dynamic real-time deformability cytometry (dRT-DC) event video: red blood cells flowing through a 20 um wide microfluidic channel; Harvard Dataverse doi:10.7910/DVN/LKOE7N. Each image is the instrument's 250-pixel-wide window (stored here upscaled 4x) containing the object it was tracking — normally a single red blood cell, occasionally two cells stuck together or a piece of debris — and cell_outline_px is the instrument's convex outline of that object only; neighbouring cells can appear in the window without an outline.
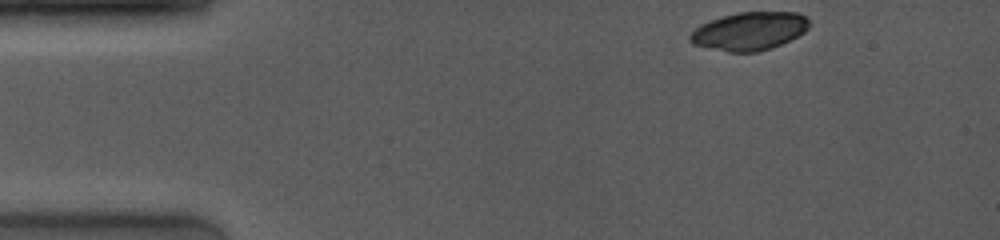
{"species": "common noctule bat (a hibernating species)", "species_latin": "Nyctalus noctula", "temperature_condition": "room temperature", "stored_images_in_passage": 5, "camera_frame_rate_fps": 4000, "um_per_image_px": 0.085, "animal": {"sex": "female", "body_mass_g": 19.0, "forearm_length_mm": 53.3}, "frame": {"image": 1, "passage_image": 1, "time_ms": 0.0, "image_size_px": [1000, 240], "cell_outline_px": [[812, 24], [804, 32], [772, 48], [756, 52], [728, 52], [692, 44], [688, 40], [688, 36], [700, 24], [708, 20], [736, 12], [796, 12], [804, 16]], "centroid_in_image_um": [63.67, 2.64], "position_along_channel_um": 21.3, "area_um2": 26.59}}